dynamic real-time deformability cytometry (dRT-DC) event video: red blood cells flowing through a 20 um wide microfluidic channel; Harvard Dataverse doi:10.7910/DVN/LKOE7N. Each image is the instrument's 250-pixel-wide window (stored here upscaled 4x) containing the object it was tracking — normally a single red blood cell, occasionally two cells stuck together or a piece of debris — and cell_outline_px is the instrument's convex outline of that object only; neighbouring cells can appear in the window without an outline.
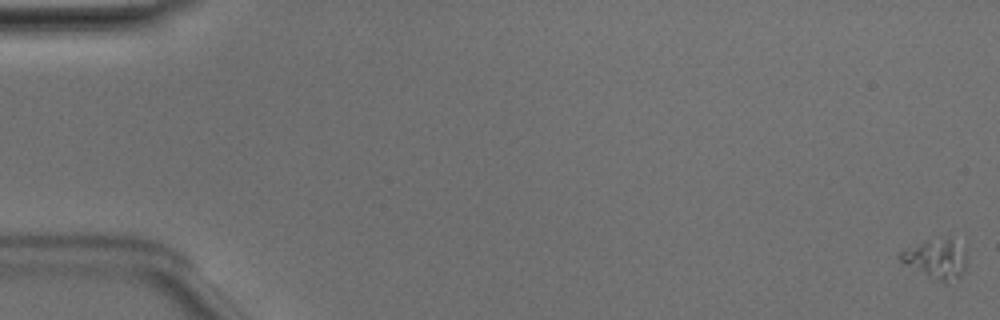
{"species": "Egyptian fruit bat (a non-hibernating species)", "species_latin": "Rousettus aegyptiacus", "temperature_condition": "room temperature", "stored_images_in_passage": 5, "camera_frame_rate_fps": 3000, "um_per_image_px": 0.085, "animal": {"sex": "male"}, "frame": {"image": 1, "passage_image": 1, "time_ms": 0.0, "image_size_px": [1000, 320], "cell_outline_px": [[968, 256], [964, 272], [960, 276], [944, 284], [904, 264], [896, 256], [900, 252], [928, 240], [952, 240]], "centroid_in_image_um": [79.57, 22.07], "position_along_channel_um": 5.4, "area_um2": 14.74}}
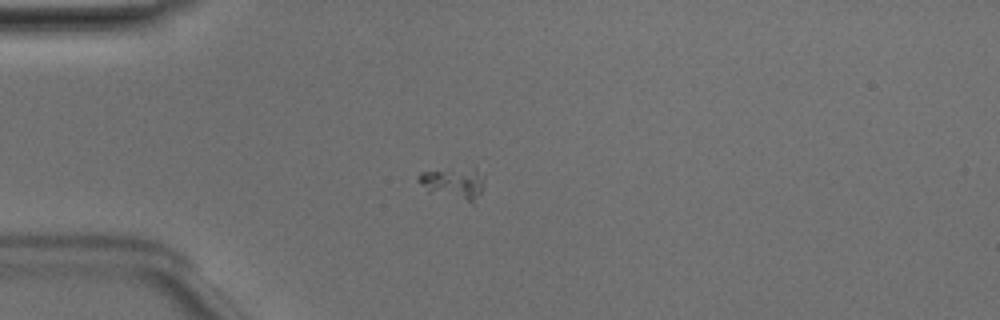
{"frame": {"image": 2, "passage_image": 5, "time_ms": 1.333, "image_size_px": [1000, 320], "cell_outline_px": [[484, 176], [480, 192], [472, 204], [428, 192], [416, 180], [416, 176], [420, 172], [476, 168]], "centroid_in_image_um": [38.52, 15.6], "position_along_channel_um": 46.5, "area_um2": 12.08}}